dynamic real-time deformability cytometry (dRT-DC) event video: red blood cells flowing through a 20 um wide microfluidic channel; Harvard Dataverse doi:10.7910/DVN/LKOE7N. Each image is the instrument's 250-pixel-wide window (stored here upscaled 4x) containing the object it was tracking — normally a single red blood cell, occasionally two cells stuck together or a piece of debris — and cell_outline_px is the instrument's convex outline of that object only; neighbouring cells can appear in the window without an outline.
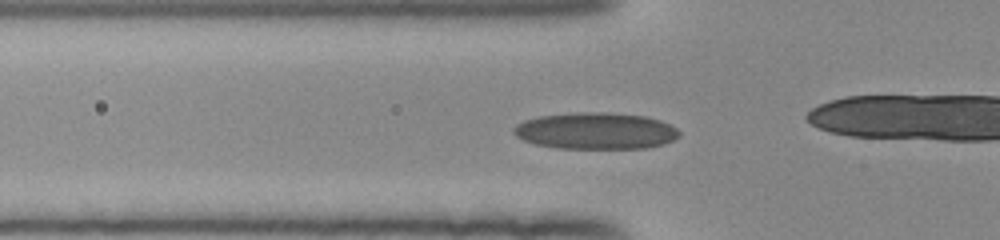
{"species": "human", "species_latin": "Homo sapiens", "temperature_condition": "room temperature", "stored_images_in_passage": 50, "camera_frame_rate_fps": 3000, "um_per_image_px": 0.085, "donor": {"sex": "female"}, "frame": {"image": 1, "passage_image": 16, "time_ms": 5.0, "image_size_px": [1000, 240], "cell_outline_px": [[680, 136], [664, 144], [648, 148], [560, 148], [536, 144], [524, 140], [516, 136], [512, 132], [512, 128], [516, 124], [524, 120], [540, 116], [576, 112], [608, 112], [644, 116], [660, 120], [676, 128], [680, 132]], "centroid_in_image_um": [50.63, 11.12], "position_along_channel_um": 75.2, "area_um2": 35.37}}
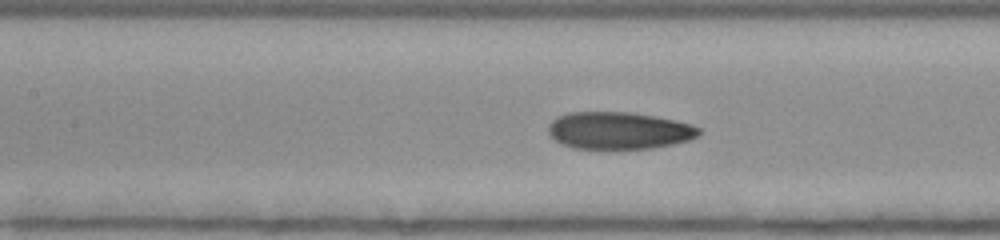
{"frame": {"image": 2, "passage_image": 22, "time_ms": 7.0, "image_size_px": [1000, 240], "cell_outline_px": [[700, 132], [696, 136], [688, 140], [672, 144], [652, 148], [572, 148], [556, 140], [548, 132], [548, 124], [556, 116], [568, 112], [632, 112], [656, 116], [692, 124], [700, 128]], "centroid_in_image_um": [52.59, 11.08], "position_along_channel_um": 154.8, "area_um2": 32.54}}
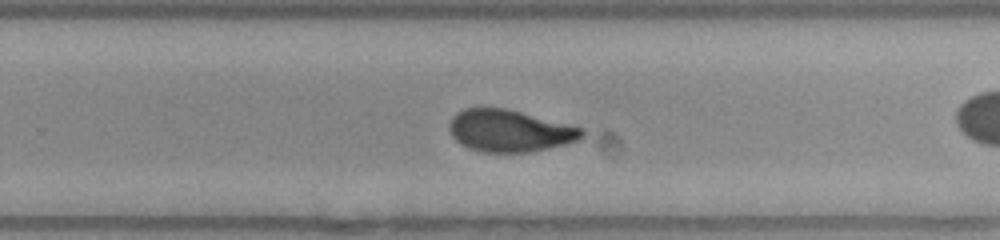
{"frame": {"image": 3, "passage_image": 32, "time_ms": 10.333, "image_size_px": [1000, 240], "cell_outline_px": [[584, 136], [576, 140], [564, 144], [548, 148], [528, 152], [484, 152], [468, 148], [460, 144], [452, 136], [448, 128], [448, 124], [452, 116], [456, 112], [464, 108], [504, 108], [584, 128]], "centroid_in_image_um": [43.27, 11.12], "position_along_channel_um": 286.5, "area_um2": 32.31}, "authors_computed_cell_mechanics": {"area_um2": 32.7437, "velocity_mm_per_s": 3.9697, "shape_relaxation_time_tau1_ms": 8.7831, "shape_relaxation_time_tau2_ms": 1.4922, "deformation_change_tau1": 0.2362, "deformation_change_tau2": 0.0678}}